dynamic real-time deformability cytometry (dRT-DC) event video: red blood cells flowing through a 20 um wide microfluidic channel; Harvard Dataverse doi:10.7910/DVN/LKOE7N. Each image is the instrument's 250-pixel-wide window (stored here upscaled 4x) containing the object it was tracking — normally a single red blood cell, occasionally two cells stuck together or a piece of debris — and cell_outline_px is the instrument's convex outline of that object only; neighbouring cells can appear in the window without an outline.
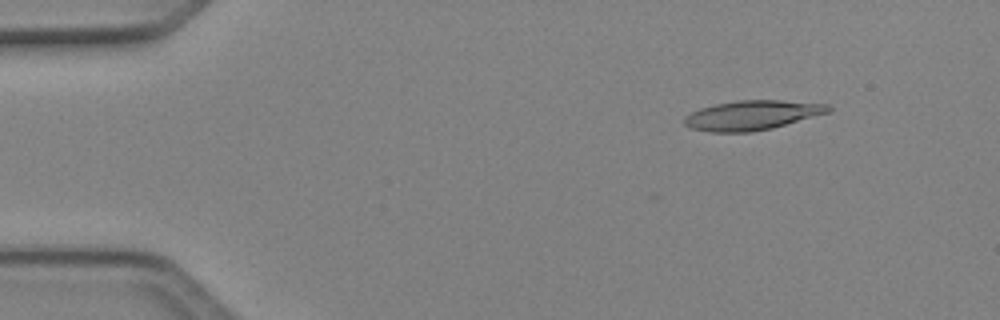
{"species": "Egyptian fruit bat (a non-hibernating species)", "species_latin": "Rousettus aegyptiacus", "temperature_condition": "cold", "stored_images_in_passage": 5, "camera_frame_rate_fps": 3000, "um_per_image_px": 0.085, "animal": {"sex": "female"}, "frame": {"image": 1, "passage_image": 3, "time_ms": 0.667, "image_size_px": [1000, 320], "cell_outline_px": [[832, 108], [828, 112], [772, 128], [752, 132], [712, 132], [692, 128], [684, 124], [684, 116], [700, 108], [716, 104], [736, 100], [780, 100], [828, 104]], "centroid_in_image_um": [63.9, 9.79], "position_along_channel_um": 21.1, "area_um2": 24.57}}